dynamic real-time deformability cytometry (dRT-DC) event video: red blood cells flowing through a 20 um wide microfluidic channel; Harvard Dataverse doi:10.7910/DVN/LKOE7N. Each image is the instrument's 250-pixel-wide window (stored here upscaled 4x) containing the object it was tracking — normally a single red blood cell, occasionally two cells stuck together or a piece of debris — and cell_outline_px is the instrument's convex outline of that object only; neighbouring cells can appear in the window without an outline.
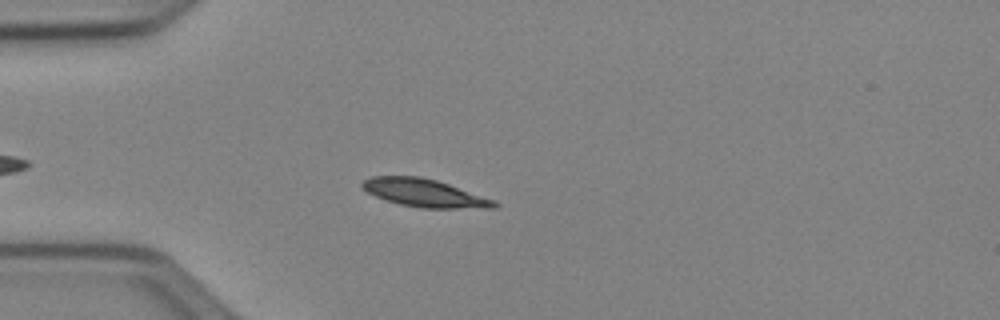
{"species": "Egyptian fruit bat (a non-hibernating species)", "species_latin": "Rousettus aegyptiacus", "temperature_condition": "cold", "stored_images_in_passage": 36, "camera_frame_rate_fps": 3000, "um_per_image_px": 0.085, "animal": {"sex": "female"}, "frame": {"image": 1, "passage_image": 8, "time_ms": 2.333, "image_size_px": [1000, 320], "cell_outline_px": [[500, 204], [496, 208], [420, 208], [400, 204], [376, 196], [360, 188], [360, 184], [364, 180], [372, 176], [420, 176], [436, 180], [448, 184], [492, 200]], "centroid_in_image_um": [36.03, 16.4], "position_along_channel_um": 49.0, "area_um2": 21.15}}
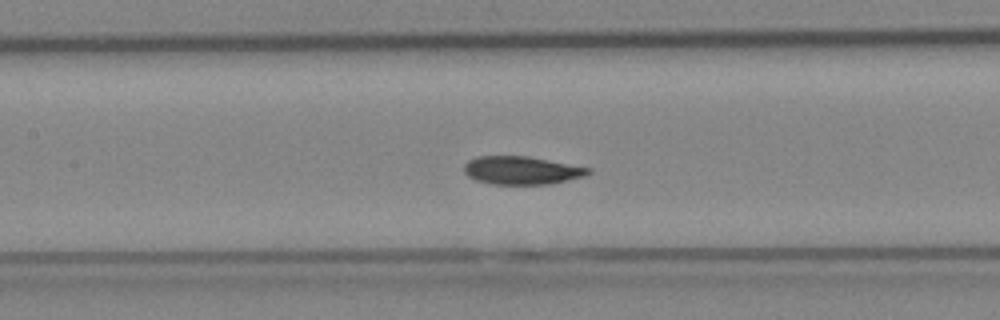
{"frame": {"image": 2, "passage_image": 18, "time_ms": 5.667, "image_size_px": [1000, 320], "cell_outline_px": [[592, 172], [584, 176], [568, 180], [548, 184], [492, 184], [476, 180], [468, 176], [464, 172], [464, 164], [468, 160], [476, 156], [528, 156], [592, 168]], "centroid_in_image_um": [44.33, 14.47], "position_along_channel_um": 163.1, "area_um2": 20.4}}
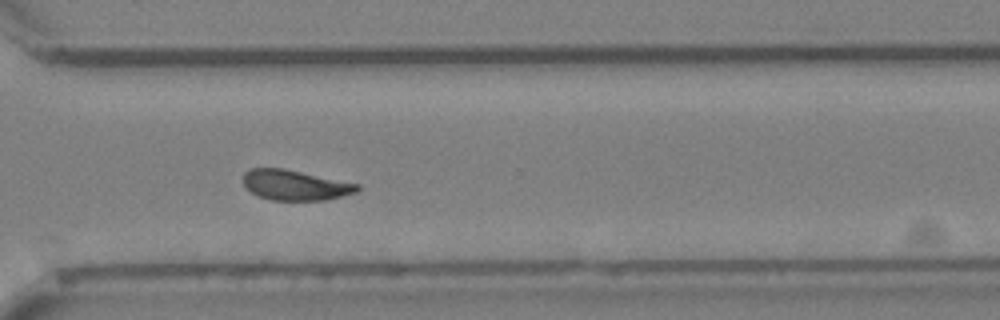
{"frame": {"image": 3, "passage_image": 32, "time_ms": 10.333, "image_size_px": [1000, 320], "cell_outline_px": [[360, 188], [356, 192], [324, 200], [272, 200], [260, 196], [244, 188], [240, 180], [244, 172], [252, 168], [284, 168], [360, 184]], "centroid_in_image_um": [25.03, 15.72], "position_along_channel_um": 345.6, "area_um2": 20.23}, "authors_computed_cell_mechanics": {"area_um2": 20.7791, "velocity_mm_per_s": 3.9038, "shape_relaxation_time_tau1_ms": 3.8458, "shape_relaxation_time_tau2_ms": null, "deformation_change_tau1": 0.1069, "deformation_change_tau2": null}}